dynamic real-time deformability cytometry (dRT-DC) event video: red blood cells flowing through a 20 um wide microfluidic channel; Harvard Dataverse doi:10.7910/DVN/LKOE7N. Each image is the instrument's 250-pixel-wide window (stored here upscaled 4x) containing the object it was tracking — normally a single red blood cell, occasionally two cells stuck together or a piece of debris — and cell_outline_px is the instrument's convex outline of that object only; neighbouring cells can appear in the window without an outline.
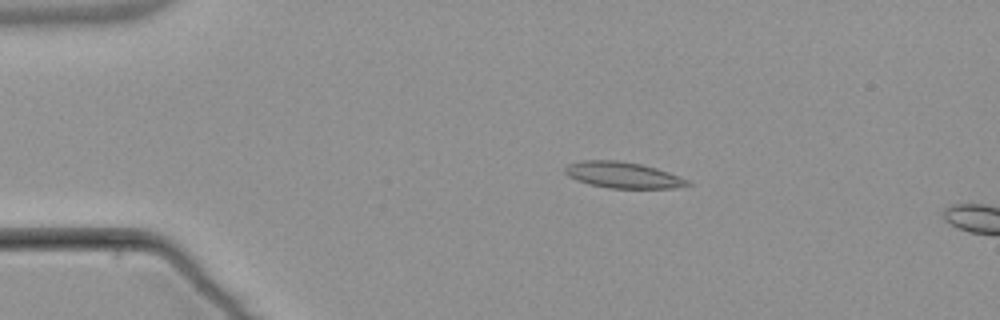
{"species": "common noctule bat (a hibernating species)", "species_latin": "Nyctalus noctula", "temperature_condition": "warm", "stored_images_in_passage": 4, "camera_frame_rate_fps": 3000, "um_per_image_px": 0.085, "animal": {"sex": "male", "body_mass_g": 21.5, "forearm_length_mm": 52.0}, "frame": {"image": 1, "passage_image": 2, "time_ms": 1.333, "image_size_px": [1000, 320], "cell_outline_px": [[692, 184], [672, 188], [608, 188], [588, 184], [576, 180], [568, 176], [564, 172], [564, 168], [568, 164], [580, 160], [620, 160], [640, 164], [656, 168], [680, 176], [688, 180]], "centroid_in_image_um": [52.91, 14.87], "position_along_channel_um": 32.1, "area_um2": 18.73}}